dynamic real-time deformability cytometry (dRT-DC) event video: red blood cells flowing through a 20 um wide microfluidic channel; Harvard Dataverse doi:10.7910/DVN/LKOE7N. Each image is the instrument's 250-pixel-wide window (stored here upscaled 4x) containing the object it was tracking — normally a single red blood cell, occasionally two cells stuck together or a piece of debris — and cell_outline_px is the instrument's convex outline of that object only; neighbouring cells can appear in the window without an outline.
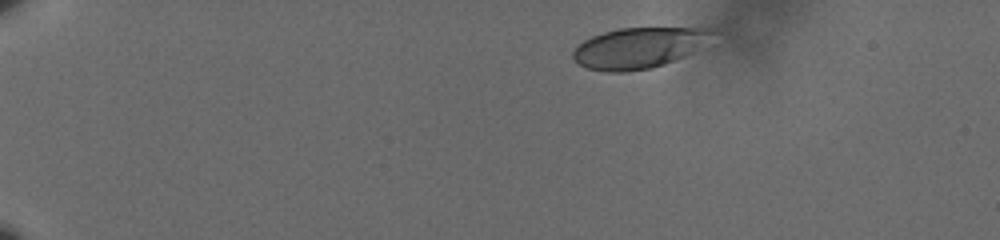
{"species": "human", "species_latin": "Homo sapiens", "temperature_condition": "cold", "stored_images_in_passage": 49, "camera_frame_rate_fps": 3000, "um_per_image_px": 0.085, "donor": {"sex": "male"}, "frame": {"image": 1, "passage_image": 1, "time_ms": 0.0, "image_size_px": [1000, 240], "cell_outline_px": [[712, 32], [692, 52], [684, 56], [664, 64], [652, 68], [624, 72], [604, 72], [588, 68], [580, 64], [572, 56], [572, 52], [584, 40], [592, 36], [604, 32], [620, 28], [712, 28]], "centroid_in_image_um": [54.21, 4.08], "position_along_channel_um": 30.8, "area_um2": 32.31}}
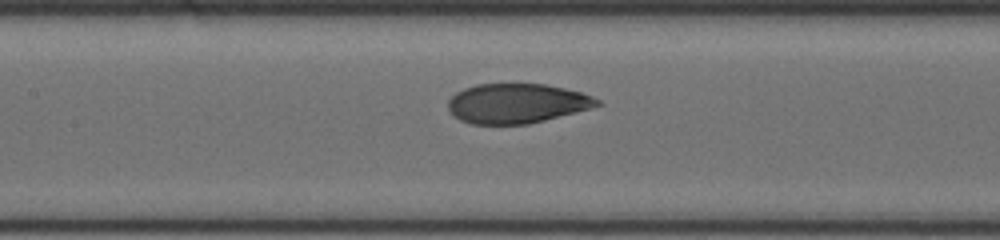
{"frame": {"image": 2, "passage_image": 21, "time_ms": 6.667, "image_size_px": [1000, 240], "cell_outline_px": [[604, 104], [592, 108], [528, 124], [472, 124], [460, 120], [452, 116], [448, 108], [448, 100], [456, 92], [464, 88], [476, 84], [544, 84], [564, 88], [580, 92], [592, 96], [600, 100]], "centroid_in_image_um": [43.92, 8.79], "position_along_channel_um": 163.5, "area_um2": 34.56}}
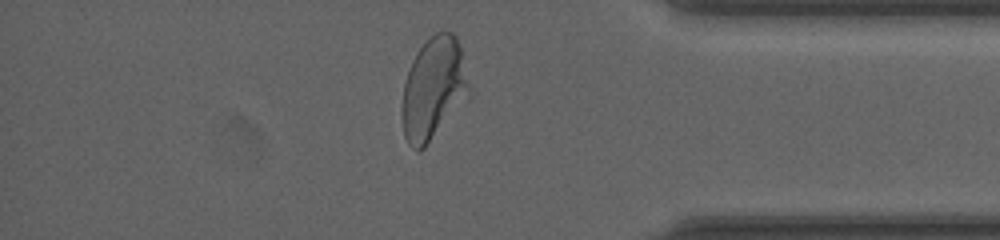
{"frame": {"image": 3, "passage_image": 42, "time_ms": 13.667, "image_size_px": [1000, 240], "cell_outline_px": [[472, 96], [424, 148], [412, 148], [408, 144], [404, 136], [400, 108], [404, 84], [412, 60], [416, 52], [436, 32], [444, 28], [452, 32], [456, 36], [460, 44], [472, 88]], "centroid_in_image_um": [36.9, 7.53], "position_along_channel_um": 398.3, "area_um2": 40.98}, "authors_computed_cell_mechanics": {"area_um2": 35.7204, "velocity_mm_per_s": 3.5706, "shape_relaxation_time_tau1_ms": 6.5153, "shape_relaxation_time_tau2_ms": 0.7243, "deformation_change_tau1": 0.1943, "deformation_change_tau2": 0.0582}}